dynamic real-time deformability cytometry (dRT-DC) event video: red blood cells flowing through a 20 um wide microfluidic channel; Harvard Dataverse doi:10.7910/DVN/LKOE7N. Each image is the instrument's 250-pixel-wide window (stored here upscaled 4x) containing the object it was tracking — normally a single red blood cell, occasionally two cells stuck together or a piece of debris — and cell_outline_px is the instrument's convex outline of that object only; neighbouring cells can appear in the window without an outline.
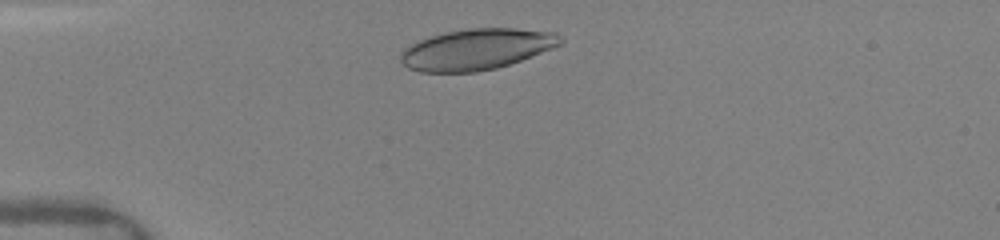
{"species": "human", "species_latin": "Homo sapiens", "temperature_condition": "warm", "stored_images_in_passage": 5, "camera_frame_rate_fps": 3000, "um_per_image_px": 0.085, "donor": {"sex": "female"}, "frame": {"image": 1, "passage_image": 2, "time_ms": 0.667, "image_size_px": [1000, 240], "cell_outline_px": [[564, 44], [520, 60], [496, 68], [476, 72], [420, 72], [408, 68], [400, 60], [400, 52], [404, 48], [420, 40], [444, 32], [468, 28], [516, 28], [556, 32], [564, 40]], "centroid_in_image_um": [40.53, 4.18], "position_along_channel_um": 44.5, "area_um2": 38.21}}
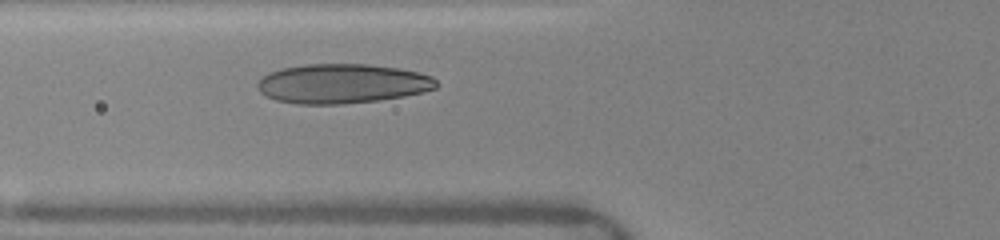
{"frame": {"image": 2, "passage_image": 5, "time_ms": 2.667, "image_size_px": [1000, 240], "cell_outline_px": [[440, 84], [436, 88], [424, 92], [404, 96], [380, 100], [340, 104], [300, 104], [276, 100], [260, 92], [256, 84], [268, 72], [284, 68], [308, 64], [364, 64], [396, 68], [416, 72], [432, 76]], "centroid_in_image_um": [29.11, 7.11], "position_along_channel_um": 96.7, "area_um2": 40.98}}